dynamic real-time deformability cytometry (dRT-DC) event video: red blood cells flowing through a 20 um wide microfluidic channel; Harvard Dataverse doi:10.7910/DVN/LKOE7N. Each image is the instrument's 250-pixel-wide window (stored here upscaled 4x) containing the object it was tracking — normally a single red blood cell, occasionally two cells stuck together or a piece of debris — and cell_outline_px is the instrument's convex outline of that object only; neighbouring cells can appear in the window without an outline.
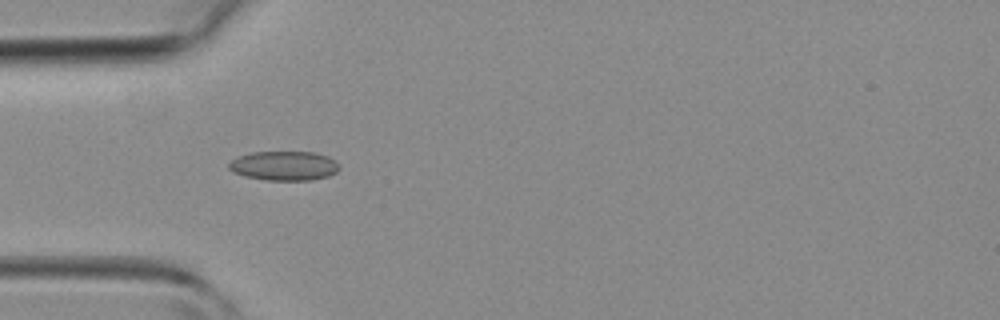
{"species": "common noctule bat (a hibernating species)", "species_latin": "Nyctalus noctula", "temperature_condition": "room temperature", "stored_images_in_passage": 42, "camera_frame_rate_fps": 3000, "um_per_image_px": 0.085, "animal": {"sex": "female", "body_mass_g": 19.3, "forearm_length_mm": 54.1}, "frame": {"image": 1, "passage_image": 13, "time_ms": 4.0, "image_size_px": [1000, 320], "cell_outline_px": [[340, 168], [336, 172], [328, 176], [312, 180], [268, 180], [244, 176], [232, 172], [228, 168], [228, 164], [236, 156], [252, 152], [316, 152], [328, 156], [336, 160]], "centroid_in_image_um": [24.15, 14.08], "position_along_channel_um": 60.9, "area_um2": 19.07}}
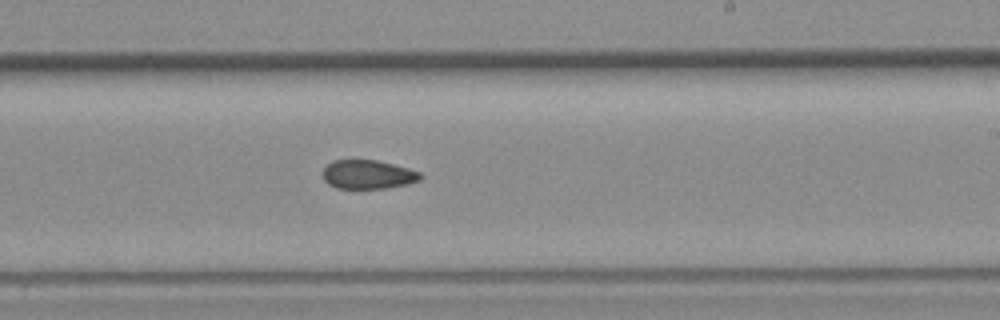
{"frame": {"image": 2, "passage_image": 25, "time_ms": 8.0, "image_size_px": [1000, 320], "cell_outline_px": [[420, 180], [408, 184], [388, 188], [336, 188], [328, 184], [324, 180], [324, 164], [332, 160], [376, 160], [408, 168], [420, 172]], "centroid_in_image_um": [31.24, 14.83], "position_along_channel_um": 257.8, "area_um2": 16.42}}
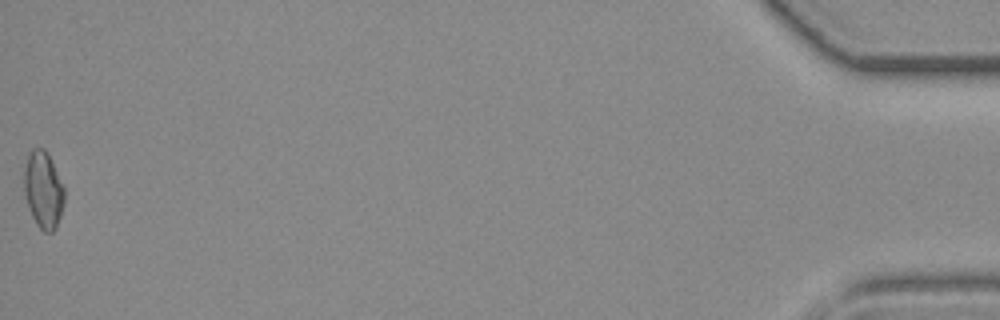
{"frame": {"image": 3, "passage_image": 42, "time_ms": 13.667, "image_size_px": [1000, 320], "cell_outline_px": [[64, 204], [56, 228], [52, 232], [44, 232], [36, 224], [28, 208], [24, 192], [24, 168], [28, 152], [32, 148], [44, 148], [48, 152], [64, 188]], "centroid_in_image_um": [3.67, 16.12], "position_along_channel_um": 431.5, "area_um2": 18.21}}